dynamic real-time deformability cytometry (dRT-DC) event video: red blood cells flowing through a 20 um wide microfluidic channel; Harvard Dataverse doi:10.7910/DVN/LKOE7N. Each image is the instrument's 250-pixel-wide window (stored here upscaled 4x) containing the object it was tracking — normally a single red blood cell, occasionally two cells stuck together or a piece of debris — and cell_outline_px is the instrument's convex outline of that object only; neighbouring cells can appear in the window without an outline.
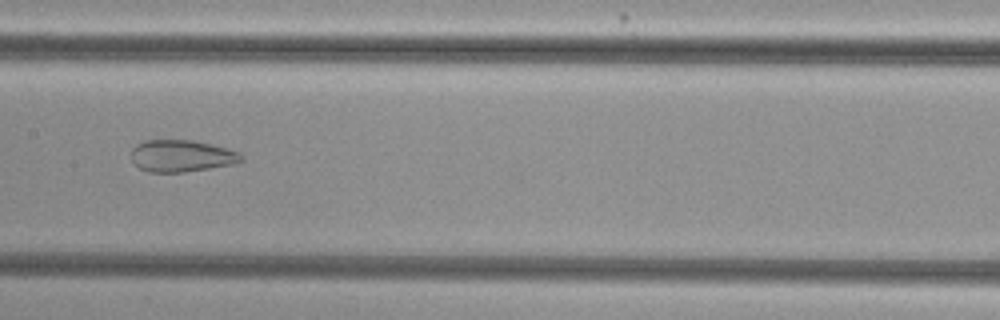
{"species": "common noctule bat (a hibernating species)", "species_latin": "Nyctalus noctula", "temperature_condition": "cold", "stored_images_in_passage": 54, "camera_frame_rate_fps": 3000, "um_per_image_px": 0.085, "animal": {"sex": "female", "body_mass_g": 29.2, "forearm_length_mm": 56.3}, "frame": {"image": 1, "passage_image": 28, "time_ms": 9.0, "image_size_px": [1000, 320], "cell_outline_px": [[244, 160], [232, 164], [184, 172], [148, 172], [132, 164], [132, 148], [136, 144], [144, 140], [192, 140], [212, 144], [228, 148], [240, 152]], "centroid_in_image_um": [15.41, 13.24], "position_along_channel_um": 192.0, "area_um2": 20.58}}
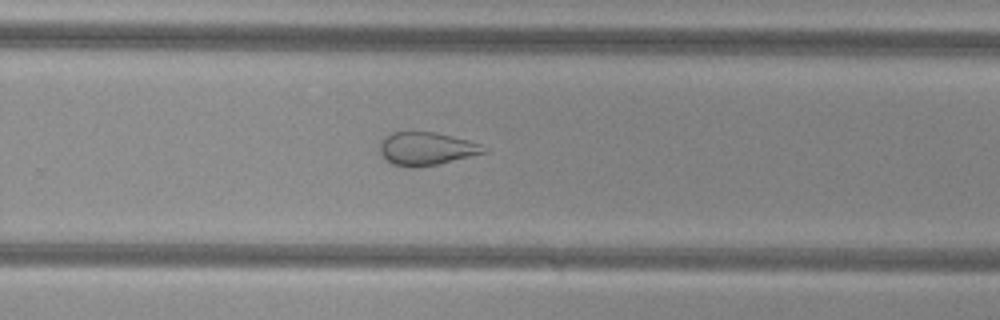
{"frame": {"image": 2, "passage_image": 36, "time_ms": 11.667, "image_size_px": [1000, 320], "cell_outline_px": [[488, 152], [436, 164], [416, 168], [408, 168], [392, 164], [380, 152], [380, 140], [384, 136], [392, 132], [436, 132], [468, 140], [480, 144], [488, 148]], "centroid_in_image_um": [36.23, 12.63], "position_along_channel_um": 293.6, "area_um2": 20.06}}
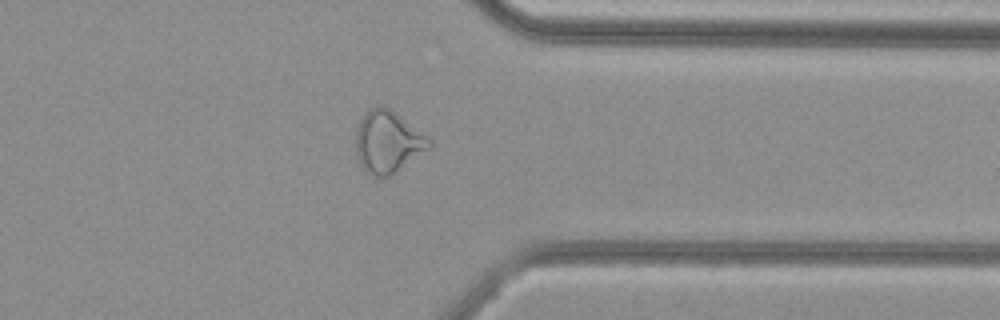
{"frame": {"image": 3, "passage_image": 43, "time_ms": 14.0, "image_size_px": [1000, 320], "cell_outline_px": [[432, 148], [392, 176], [376, 176], [368, 172], [360, 164], [356, 152], [356, 128], [360, 120], [368, 108], [380, 104], [384, 104], [428, 136], [432, 140]], "centroid_in_image_um": [33.0, 12.04], "position_along_channel_um": 378.4, "area_um2": 26.99}, "authors_computed_cell_mechanics": {"area_um2": 29.3624, "velocity_mm_per_s": 3.8197, "shape_relaxation_time_tau1_ms": null, "shape_relaxation_time_tau2_ms": 1.7324, "deformation_change_tau1": null, "deformation_change_tau2": 0.0997}}